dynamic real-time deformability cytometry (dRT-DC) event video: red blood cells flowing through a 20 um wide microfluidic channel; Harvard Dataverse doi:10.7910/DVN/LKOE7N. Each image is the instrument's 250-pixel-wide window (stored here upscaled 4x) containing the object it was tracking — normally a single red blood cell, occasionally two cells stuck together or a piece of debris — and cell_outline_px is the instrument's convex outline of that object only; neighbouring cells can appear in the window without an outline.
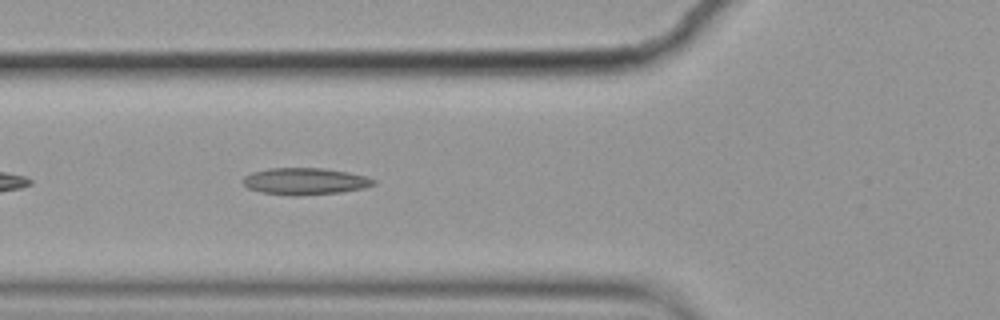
{"species": "common noctule bat (a hibernating species)", "species_latin": "Nyctalus noctula", "temperature_condition": "cold", "stored_images_in_passage": 7, "camera_frame_rate_fps": 3000, "um_per_image_px": 0.085, "animal": {"sex": "female", "body_mass_g": 19.9}, "frame": {"image": 1, "passage_image": 7, "time_ms": 2.0, "image_size_px": [1000, 320], "cell_outline_px": [[376, 184], [364, 188], [340, 192], [300, 196], [292, 196], [260, 192], [248, 188], [244, 184], [244, 176], [252, 172], [268, 168], [324, 168], [348, 172], [364, 176], [376, 180]], "centroid_in_image_um": [25.92, 15.41], "position_along_channel_um": 99.9, "area_um2": 20.46}}